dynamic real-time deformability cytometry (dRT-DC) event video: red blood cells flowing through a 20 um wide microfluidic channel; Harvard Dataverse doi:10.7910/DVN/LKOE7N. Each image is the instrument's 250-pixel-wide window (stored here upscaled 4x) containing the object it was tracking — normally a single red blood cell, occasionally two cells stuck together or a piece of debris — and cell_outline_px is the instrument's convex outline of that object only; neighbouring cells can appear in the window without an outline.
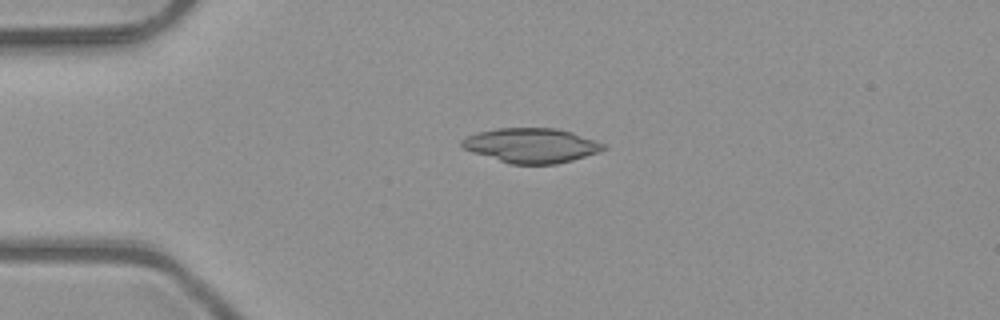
{"species": "common noctule bat (a hibernating species)", "species_latin": "Nyctalus noctula", "temperature_condition": "room temperature", "stored_images_in_passage": 3, "camera_frame_rate_fps": 3000, "um_per_image_px": 0.085, "animal": {"sex": "male", "body_mass_g": 23.1, "forearm_length_mm": 52.7}, "frame": {"image": 1, "passage_image": 1, "time_ms": 0.0, "image_size_px": [1000, 320], "cell_outline_px": [[608, 148], [572, 160], [556, 164], [512, 164], [472, 152], [464, 148], [460, 144], [460, 140], [476, 132], [496, 128], [556, 128], [572, 132], [608, 144]], "centroid_in_image_um": [45.17, 12.35], "position_along_channel_um": 39.8, "area_um2": 28.55}}
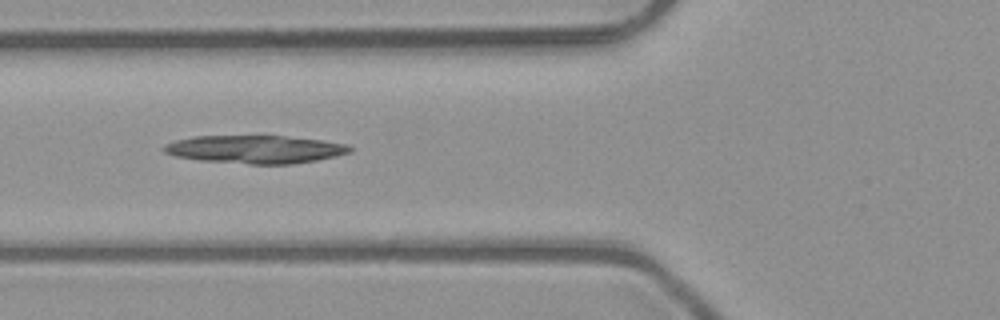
{"frame": {"image": 2, "passage_image": 3, "time_ms": 0.667, "image_size_px": [1000, 320], "cell_outline_px": [[352, 152], [336, 156], [316, 160], [292, 164], [248, 164], [200, 160], [176, 156], [164, 152], [160, 148], [164, 144], [176, 140], [196, 136], [284, 136], [320, 140], [348, 144], [352, 148]], "centroid_in_image_um": [21.69, 12.69], "position_along_channel_um": 104.1, "area_um2": 30.35}}